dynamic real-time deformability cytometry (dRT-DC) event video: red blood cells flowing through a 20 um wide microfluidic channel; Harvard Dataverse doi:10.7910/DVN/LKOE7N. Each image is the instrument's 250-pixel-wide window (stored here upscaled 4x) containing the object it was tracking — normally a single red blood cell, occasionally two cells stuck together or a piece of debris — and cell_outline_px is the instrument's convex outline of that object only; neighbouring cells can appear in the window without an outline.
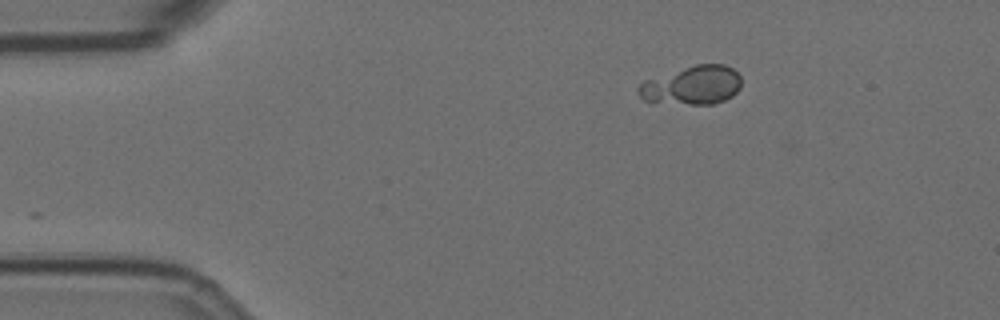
{"species": "Egyptian fruit bat (a non-hibernating species)", "species_latin": "Rousettus aegyptiacus", "temperature_condition": "room temperature", "stored_images_in_passage": 5, "camera_frame_rate_fps": 3000, "um_per_image_px": 0.085, "animal": {"sex": "female"}, "frame": {"image": 1, "passage_image": 1, "time_ms": 0.0, "image_size_px": [1000, 320], "cell_outline_px": [[740, 88], [732, 96], [724, 100], [712, 104], [692, 104], [644, 100], [636, 92], [636, 88], [644, 80], [696, 64], [724, 64], [732, 68], [740, 76]], "centroid_in_image_um": [58.84, 7.24], "position_along_channel_um": 26.2, "area_um2": 22.95}}